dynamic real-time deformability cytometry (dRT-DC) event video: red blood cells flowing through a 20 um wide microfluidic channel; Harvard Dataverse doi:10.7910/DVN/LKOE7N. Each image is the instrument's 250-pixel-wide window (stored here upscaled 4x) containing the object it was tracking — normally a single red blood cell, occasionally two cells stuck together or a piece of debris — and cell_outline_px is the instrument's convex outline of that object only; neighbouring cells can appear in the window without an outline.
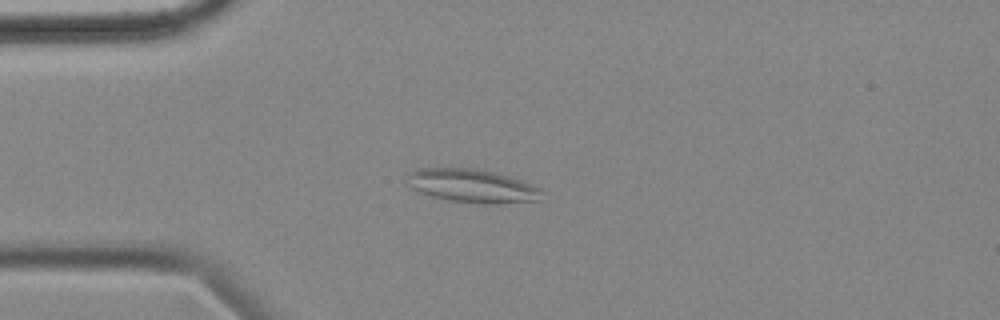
{"species": "common noctule bat (a hibernating species)", "species_latin": "Nyctalus noctula", "temperature_condition": "cold", "stored_images_in_passage": 56, "camera_frame_rate_fps": 3000, "um_per_image_px": 0.085, "animal": {"sex": "female", "body_mass_g": 18.4}, "frame": {"image": 1, "passage_image": 14, "time_ms": 4.333, "image_size_px": [1000, 320], "cell_outline_px": [[544, 192], [540, 200], [500, 204], [484, 204], [448, 200], [432, 196], [420, 192], [404, 184], [404, 180], [408, 172], [416, 168], [476, 168], [496, 172], [520, 180], [540, 188]], "centroid_in_image_um": [40.09, 15.79], "position_along_channel_um": 44.9, "area_um2": 26.7}}
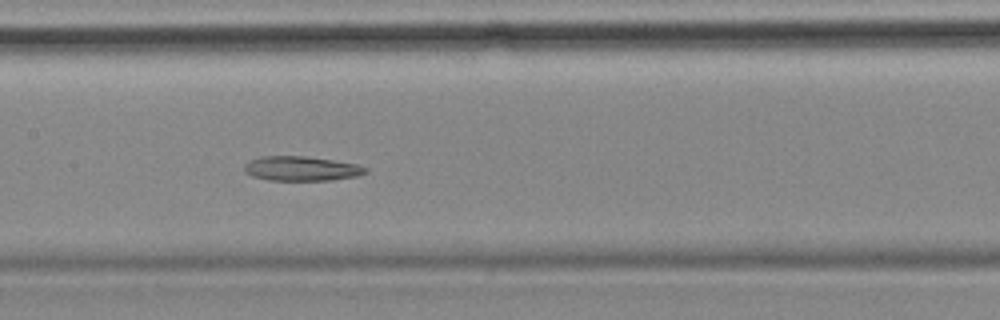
{"frame": {"image": 2, "passage_image": 27, "time_ms": 8.667, "image_size_px": [1000, 320], "cell_outline_px": [[368, 172], [356, 176], [332, 180], [268, 180], [252, 176], [244, 172], [244, 164], [248, 160], [260, 156], [304, 156], [332, 160], [356, 164], [368, 168]], "centroid_in_image_um": [25.57, 14.32], "position_along_channel_um": 181.8, "area_um2": 17.4}}
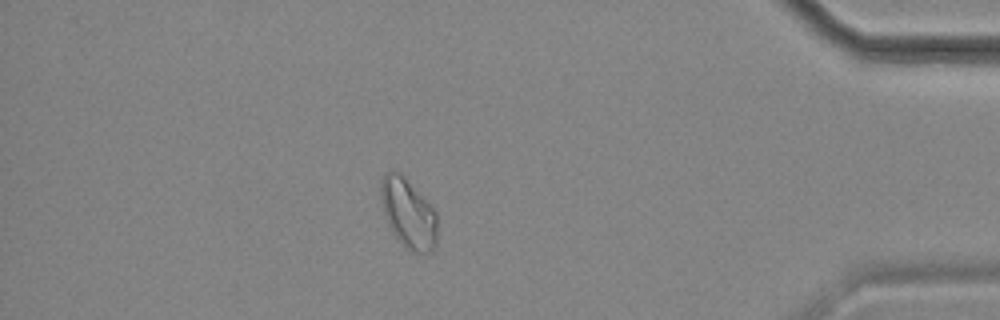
{"frame": {"image": 3, "passage_image": 49, "time_ms": 16.0, "image_size_px": [1000, 320], "cell_outline_px": [[436, 244], [428, 252], [412, 252], [392, 232], [384, 216], [380, 200], [380, 180], [384, 172], [392, 168], [400, 172], [404, 176], [436, 212]], "centroid_in_image_um": [34.64, 18.06], "position_along_channel_um": 400.6, "area_um2": 22.77}}